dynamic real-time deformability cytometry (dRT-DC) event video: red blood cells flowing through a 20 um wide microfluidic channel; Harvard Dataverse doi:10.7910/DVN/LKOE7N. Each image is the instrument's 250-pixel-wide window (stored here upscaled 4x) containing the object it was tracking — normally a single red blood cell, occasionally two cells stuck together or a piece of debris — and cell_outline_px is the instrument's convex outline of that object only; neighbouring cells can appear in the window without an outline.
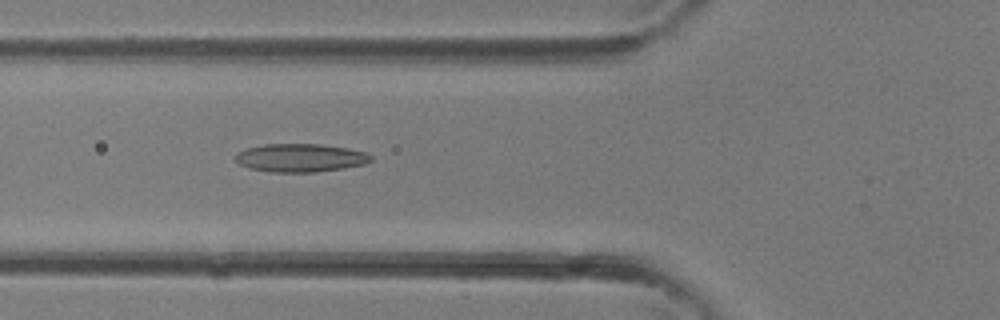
{"species": "common noctule bat (a hibernating species)", "species_latin": "Nyctalus noctula", "temperature_condition": "room temperature", "stored_images_in_passage": 6, "camera_frame_rate_fps": 3000, "um_per_image_px": 0.085, "animal": {"sex": "female"}, "frame": {"image": 1, "passage_image": 6, "time_ms": 1.667, "image_size_px": [1000, 320], "cell_outline_px": [[372, 160], [364, 164], [344, 168], [316, 172], [272, 172], [248, 168], [240, 164], [236, 160], [236, 156], [240, 152], [248, 148], [264, 144], [320, 144], [348, 148], [364, 152], [372, 156]], "centroid_in_image_um": [25.56, 13.42], "position_along_channel_um": 100.2, "area_um2": 22.14}}